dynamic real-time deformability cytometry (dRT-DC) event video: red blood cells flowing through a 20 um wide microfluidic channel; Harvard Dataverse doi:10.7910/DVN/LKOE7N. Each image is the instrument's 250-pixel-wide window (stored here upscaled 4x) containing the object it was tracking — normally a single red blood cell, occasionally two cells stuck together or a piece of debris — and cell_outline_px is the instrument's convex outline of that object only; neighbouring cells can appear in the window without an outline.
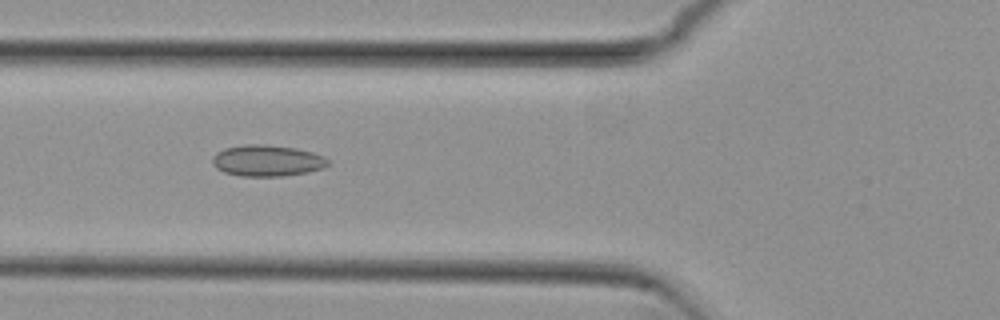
{"species": "common noctule bat (a hibernating species)", "species_latin": "Nyctalus noctula", "temperature_condition": "cold", "stored_images_in_passage": 54, "camera_frame_rate_fps": 3000, "um_per_image_px": 0.085, "animal": {"sex": "female", "body_mass_g": 29.2, "forearm_length_mm": 56.3}, "frame": {"image": 1, "passage_image": 20, "time_ms": 6.333, "image_size_px": [1000, 320], "cell_outline_px": [[328, 164], [324, 168], [308, 172], [284, 176], [240, 176], [224, 172], [216, 168], [212, 164], [212, 156], [216, 152], [224, 148], [244, 144], [264, 144], [296, 148], [312, 152], [324, 156], [328, 160]], "centroid_in_image_um": [22.68, 13.65], "position_along_channel_um": 103.1, "area_um2": 21.27}}
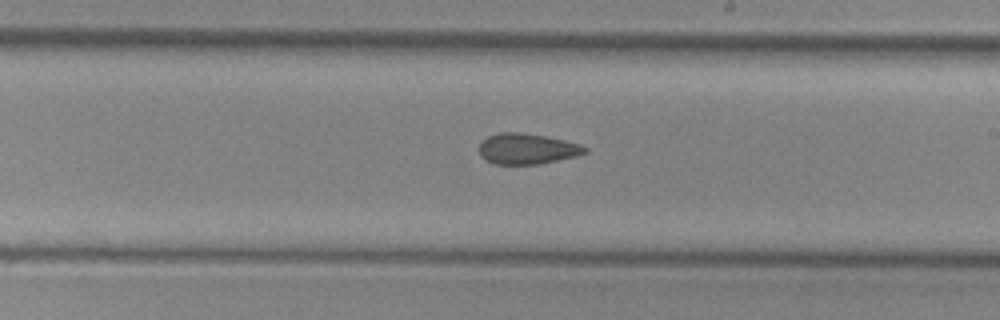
{"frame": {"image": 2, "passage_image": 31, "time_ms": 10.0, "image_size_px": [1000, 320], "cell_outline_px": [[588, 152], [576, 156], [540, 164], [492, 164], [480, 156], [480, 144], [488, 136], [500, 132], [520, 132], [544, 136], [564, 140], [580, 144], [588, 148]], "centroid_in_image_um": [44.81, 12.65], "position_along_channel_um": 244.2, "area_um2": 18.9}}
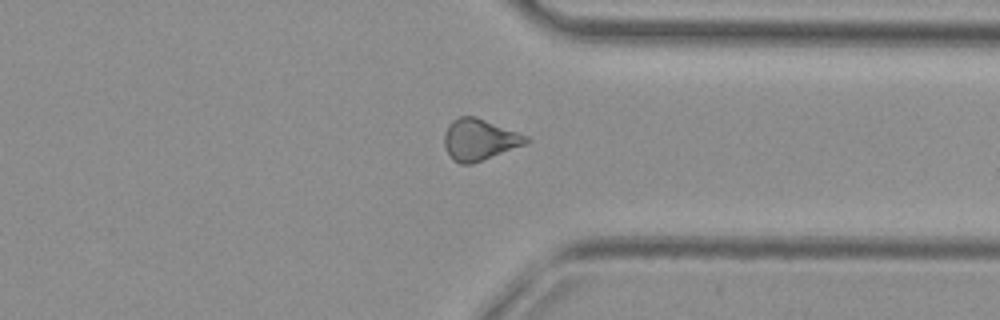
{"frame": {"image": 3, "passage_image": 41, "time_ms": 13.333, "image_size_px": [1000, 320], "cell_outline_px": [[528, 140], [524, 144], [472, 164], [460, 164], [452, 160], [444, 144], [444, 132], [448, 124], [452, 120], [460, 116], [476, 116], [528, 136]], "centroid_in_image_um": [40.7, 11.86], "position_along_channel_um": 370.7, "area_um2": 19.54}, "authors_computed_cell_mechanics": {"area_um2": 20.3745, "velocity_mm_per_s": 3.845, "shape_relaxation_time_tau1_ms": null, "shape_relaxation_time_tau2_ms": 3.044, "deformation_change_tau1": null, "deformation_change_tau2": 0.1046}}